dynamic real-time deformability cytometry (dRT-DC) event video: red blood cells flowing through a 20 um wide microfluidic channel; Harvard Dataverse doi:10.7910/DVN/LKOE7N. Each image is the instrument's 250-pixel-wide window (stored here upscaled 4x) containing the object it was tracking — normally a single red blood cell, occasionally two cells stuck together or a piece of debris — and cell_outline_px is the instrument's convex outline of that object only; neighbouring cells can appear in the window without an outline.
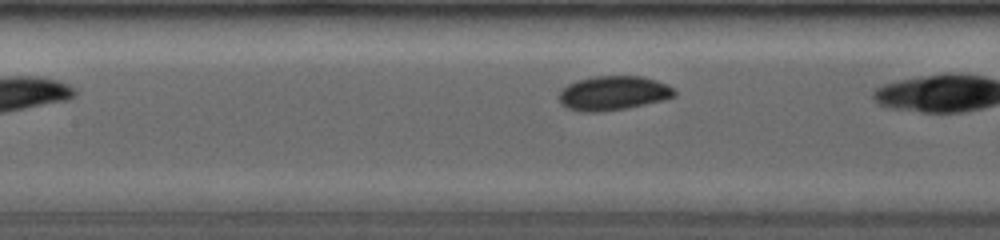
{"species": "common noctule bat (a hibernating species)", "species_latin": "Nyctalus noctula", "temperature_condition": "room temperature", "stored_images_in_passage": 18, "camera_frame_rate_fps": 4000, "um_per_image_px": 0.085, "animal": {"sex": "female", "body_mass_g": 19.0, "forearm_length_mm": 53.3}, "frame": {"image": 1, "passage_image": 6, "time_ms": 1.25, "image_size_px": [1000, 240], "cell_outline_px": [[676, 96], [664, 100], [628, 108], [600, 112], [580, 112], [568, 108], [560, 104], [560, 92], [568, 84], [580, 80], [596, 76], [644, 76], [668, 84], [676, 92]], "centroid_in_image_um": [52.16, 7.92], "position_along_channel_um": 155.2, "area_um2": 23.12}}
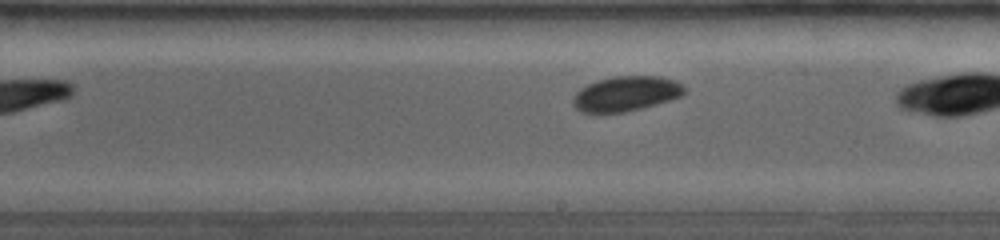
{"frame": {"image": 2, "passage_image": 13, "time_ms": 3.25, "image_size_px": [1000, 240], "cell_outline_px": [[684, 92], [680, 96], [668, 100], [640, 108], [624, 112], [592, 116], [580, 112], [572, 104], [572, 100], [576, 92], [580, 88], [596, 80], [612, 76], [660, 76], [676, 80], [684, 88]], "centroid_in_image_um": [53.1, 7.99], "position_along_channel_um": 235.9, "area_um2": 23.12}}